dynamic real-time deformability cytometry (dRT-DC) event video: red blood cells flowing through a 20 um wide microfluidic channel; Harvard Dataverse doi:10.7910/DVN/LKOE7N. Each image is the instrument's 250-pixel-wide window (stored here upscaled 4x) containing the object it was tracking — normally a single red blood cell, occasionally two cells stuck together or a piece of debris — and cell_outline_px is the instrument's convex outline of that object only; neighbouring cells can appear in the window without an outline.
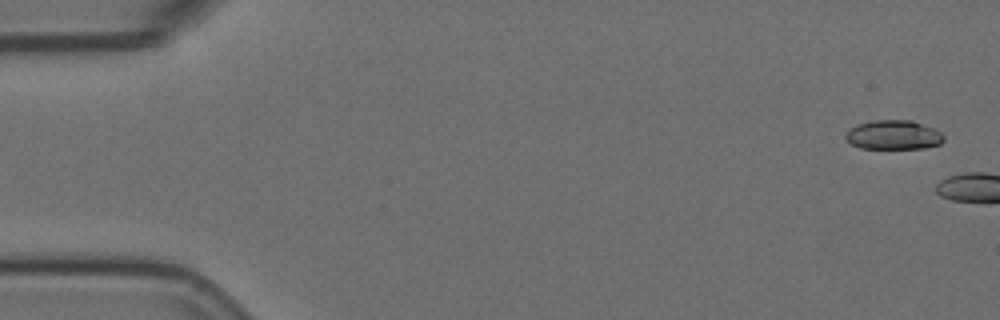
{"species": "Egyptian fruit bat (a non-hibernating species)", "species_latin": "Rousettus aegyptiacus", "temperature_condition": "room temperature", "stored_images_in_passage": 2, "camera_frame_rate_fps": 3000, "um_per_image_px": 0.085, "animal": {"sex": "female"}, "frame": {"image": 1, "passage_image": 1, "time_ms": 0.0, "image_size_px": [1000, 320], "cell_outline_px": [[944, 140], [940, 144], [924, 148], [860, 148], [852, 144], [844, 136], [848, 128], [856, 124], [872, 120], [912, 120], [936, 128], [944, 136]], "centroid_in_image_um": [75.95, 11.45], "position_along_channel_um": 9.1, "area_um2": 16.94}}